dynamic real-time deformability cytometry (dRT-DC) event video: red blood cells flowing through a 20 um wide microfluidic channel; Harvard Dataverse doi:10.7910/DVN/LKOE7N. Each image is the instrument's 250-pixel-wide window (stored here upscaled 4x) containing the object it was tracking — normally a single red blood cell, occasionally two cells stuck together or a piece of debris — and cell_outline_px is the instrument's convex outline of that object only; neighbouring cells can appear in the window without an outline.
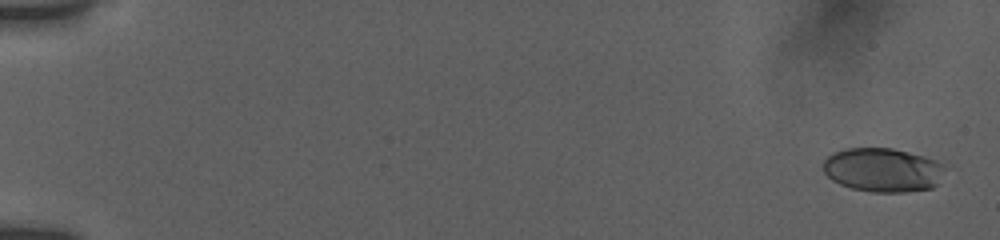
{"species": "human", "species_latin": "Homo sapiens", "temperature_condition": "room temperature", "stored_images_in_passage": 56, "camera_frame_rate_fps": 3000, "um_per_image_px": 0.085, "donor": {"sex": "female"}, "frame": {"image": 1, "passage_image": 3, "time_ms": 0.667, "image_size_px": [1000, 240], "cell_outline_px": [[940, 164], [936, 184], [932, 188], [904, 192], [872, 192], [852, 188], [840, 184], [832, 180], [824, 172], [824, 160], [832, 152], [848, 148], [892, 148], [924, 156], [936, 160]], "centroid_in_image_um": [74.94, 14.44], "position_along_channel_um": 10.1, "area_um2": 30.58}}
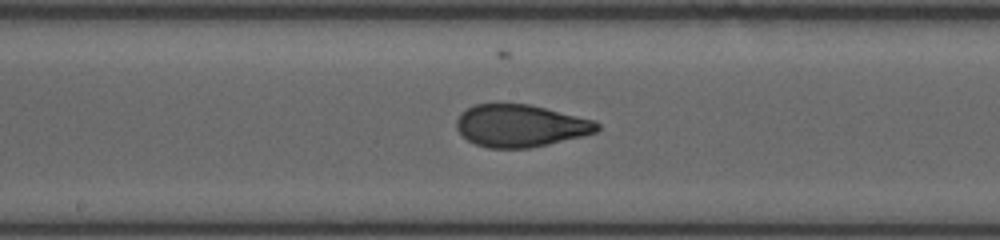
{"frame": {"image": 2, "passage_image": 32, "time_ms": 10.333, "image_size_px": [1000, 240], "cell_outline_px": [[600, 128], [596, 132], [584, 136], [548, 144], [528, 148], [488, 148], [476, 144], [468, 140], [456, 128], [456, 120], [460, 112], [476, 104], [528, 104], [596, 120], [600, 124]], "centroid_in_image_um": [44.26, 10.69], "position_along_channel_um": 203.9, "area_um2": 34.68}}
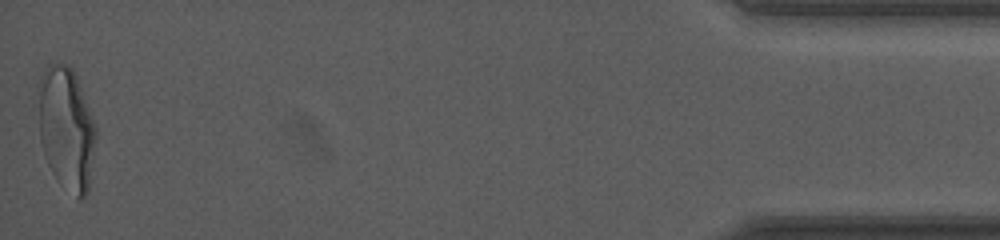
{"frame": {"image": 3, "passage_image": 56, "time_ms": 18.333, "image_size_px": [1000, 240], "cell_outline_px": [[96, 140], [88, 192], [80, 200], [76, 196], [44, 152], [40, 140], [40, 76], [44, 68], [52, 60], [64, 64], [72, 68], [76, 76], [92, 116], [96, 128]], "centroid_in_image_um": [5.68, 10.76], "position_along_channel_um": 429.5, "area_um2": 39.42}, "authors_computed_cell_mechanics": {"area_um2": 34.4488, "velocity_mm_per_s": 3.8472, "shape_relaxation_time_tau1_ms": 7.07, "shape_relaxation_time_tau2_ms": 0.8274, "deformation_change_tau1": 0.2213, "deformation_change_tau2": 0.0721}}